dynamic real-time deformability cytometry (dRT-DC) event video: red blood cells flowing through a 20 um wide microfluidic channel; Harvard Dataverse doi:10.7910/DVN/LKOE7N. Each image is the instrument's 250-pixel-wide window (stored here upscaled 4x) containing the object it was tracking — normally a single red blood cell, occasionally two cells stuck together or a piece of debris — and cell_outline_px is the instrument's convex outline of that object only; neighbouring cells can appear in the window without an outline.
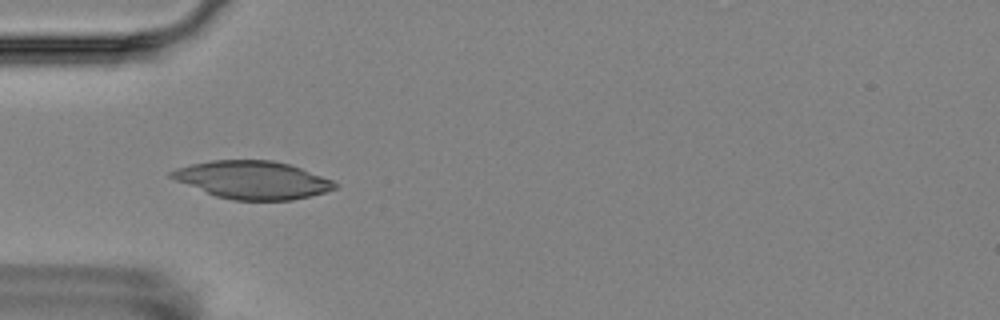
{"species": "Egyptian fruit bat (a non-hibernating species)", "species_latin": "Rousettus aegyptiacus", "temperature_condition": "room temperature", "stored_images_in_passage": 6, "camera_frame_rate_fps": 3000, "um_per_image_px": 0.085, "animal": {"sex": "female"}, "frame": {"image": 1, "passage_image": 5, "time_ms": 5.333, "image_size_px": [1000, 320], "cell_outline_px": [[340, 184], [336, 188], [324, 192], [292, 200], [232, 200], [216, 196], [176, 180], [168, 176], [168, 172], [176, 168], [192, 164], [212, 160], [272, 160], [288, 164], [300, 168], [332, 180]], "centroid_in_image_um": [21.46, 15.29], "position_along_channel_um": 63.5, "area_um2": 35.72}}